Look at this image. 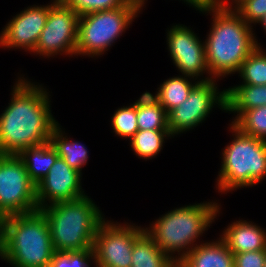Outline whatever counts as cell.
Segmentation results:
<instances>
[{"mask_svg":"<svg viewBox=\"0 0 266 267\" xmlns=\"http://www.w3.org/2000/svg\"><path fill=\"white\" fill-rule=\"evenodd\" d=\"M9 106L0 115V154L18 155L23 149L50 141L58 122L49 95L41 85L23 77L13 87Z\"/></svg>","mask_w":266,"mask_h":267,"instance_id":"obj_1","label":"cell"},{"mask_svg":"<svg viewBox=\"0 0 266 267\" xmlns=\"http://www.w3.org/2000/svg\"><path fill=\"white\" fill-rule=\"evenodd\" d=\"M232 124L244 134L266 140V106L244 111Z\"/></svg>","mask_w":266,"mask_h":267,"instance_id":"obj_25","label":"cell"},{"mask_svg":"<svg viewBox=\"0 0 266 267\" xmlns=\"http://www.w3.org/2000/svg\"><path fill=\"white\" fill-rule=\"evenodd\" d=\"M105 220L94 239L96 267H131L134 240L145 230L139 226L113 224Z\"/></svg>","mask_w":266,"mask_h":267,"instance_id":"obj_11","label":"cell"},{"mask_svg":"<svg viewBox=\"0 0 266 267\" xmlns=\"http://www.w3.org/2000/svg\"><path fill=\"white\" fill-rule=\"evenodd\" d=\"M187 77L192 78L189 76H176L167 79L160 84L157 94L153 96L167 113L181 105L188 98L192 88L199 82L196 81L192 84Z\"/></svg>","mask_w":266,"mask_h":267,"instance_id":"obj_21","label":"cell"},{"mask_svg":"<svg viewBox=\"0 0 266 267\" xmlns=\"http://www.w3.org/2000/svg\"><path fill=\"white\" fill-rule=\"evenodd\" d=\"M51 4L29 7L17 14L0 34L4 48H24L33 52L45 26Z\"/></svg>","mask_w":266,"mask_h":267,"instance_id":"obj_14","label":"cell"},{"mask_svg":"<svg viewBox=\"0 0 266 267\" xmlns=\"http://www.w3.org/2000/svg\"><path fill=\"white\" fill-rule=\"evenodd\" d=\"M129 1L135 2V3L139 4L142 7L144 6V3H145V0H129Z\"/></svg>","mask_w":266,"mask_h":267,"instance_id":"obj_33","label":"cell"},{"mask_svg":"<svg viewBox=\"0 0 266 267\" xmlns=\"http://www.w3.org/2000/svg\"><path fill=\"white\" fill-rule=\"evenodd\" d=\"M266 106V85L241 84L226 89V110L236 119L246 110Z\"/></svg>","mask_w":266,"mask_h":267,"instance_id":"obj_18","label":"cell"},{"mask_svg":"<svg viewBox=\"0 0 266 267\" xmlns=\"http://www.w3.org/2000/svg\"><path fill=\"white\" fill-rule=\"evenodd\" d=\"M50 142L60 158L64 159L71 168L82 173V166L87 163L88 159V151L84 145L66 138L59 124L53 129Z\"/></svg>","mask_w":266,"mask_h":267,"instance_id":"obj_22","label":"cell"},{"mask_svg":"<svg viewBox=\"0 0 266 267\" xmlns=\"http://www.w3.org/2000/svg\"><path fill=\"white\" fill-rule=\"evenodd\" d=\"M259 23L262 24L264 30H266V14L263 16Z\"/></svg>","mask_w":266,"mask_h":267,"instance_id":"obj_32","label":"cell"},{"mask_svg":"<svg viewBox=\"0 0 266 267\" xmlns=\"http://www.w3.org/2000/svg\"><path fill=\"white\" fill-rule=\"evenodd\" d=\"M142 6L128 1L123 7L79 17L76 55L100 56L125 32Z\"/></svg>","mask_w":266,"mask_h":267,"instance_id":"obj_7","label":"cell"},{"mask_svg":"<svg viewBox=\"0 0 266 267\" xmlns=\"http://www.w3.org/2000/svg\"><path fill=\"white\" fill-rule=\"evenodd\" d=\"M234 140L223 150L218 190L257 185L266 176V140L242 133L231 124Z\"/></svg>","mask_w":266,"mask_h":267,"instance_id":"obj_6","label":"cell"},{"mask_svg":"<svg viewBox=\"0 0 266 267\" xmlns=\"http://www.w3.org/2000/svg\"><path fill=\"white\" fill-rule=\"evenodd\" d=\"M213 78L208 76L200 80L188 98L168 113V128L172 137L202 123L213 105L217 104L220 109L226 110V90L218 92Z\"/></svg>","mask_w":266,"mask_h":267,"instance_id":"obj_9","label":"cell"},{"mask_svg":"<svg viewBox=\"0 0 266 267\" xmlns=\"http://www.w3.org/2000/svg\"><path fill=\"white\" fill-rule=\"evenodd\" d=\"M167 44L176 68L183 76L195 80L203 73L211 76L206 62L205 43L185 25H175L168 30Z\"/></svg>","mask_w":266,"mask_h":267,"instance_id":"obj_12","label":"cell"},{"mask_svg":"<svg viewBox=\"0 0 266 267\" xmlns=\"http://www.w3.org/2000/svg\"><path fill=\"white\" fill-rule=\"evenodd\" d=\"M41 210L0 219V257L14 267H49L54 254Z\"/></svg>","mask_w":266,"mask_h":267,"instance_id":"obj_3","label":"cell"},{"mask_svg":"<svg viewBox=\"0 0 266 267\" xmlns=\"http://www.w3.org/2000/svg\"><path fill=\"white\" fill-rule=\"evenodd\" d=\"M90 259L95 260L94 249L55 251L49 267H89Z\"/></svg>","mask_w":266,"mask_h":267,"instance_id":"obj_27","label":"cell"},{"mask_svg":"<svg viewBox=\"0 0 266 267\" xmlns=\"http://www.w3.org/2000/svg\"><path fill=\"white\" fill-rule=\"evenodd\" d=\"M81 177L80 172L58 157L48 174L36 185L38 209L49 204L71 201L85 196L81 187Z\"/></svg>","mask_w":266,"mask_h":267,"instance_id":"obj_13","label":"cell"},{"mask_svg":"<svg viewBox=\"0 0 266 267\" xmlns=\"http://www.w3.org/2000/svg\"><path fill=\"white\" fill-rule=\"evenodd\" d=\"M231 1H233V3H235V4H237L241 0H231Z\"/></svg>","mask_w":266,"mask_h":267,"instance_id":"obj_34","label":"cell"},{"mask_svg":"<svg viewBox=\"0 0 266 267\" xmlns=\"http://www.w3.org/2000/svg\"><path fill=\"white\" fill-rule=\"evenodd\" d=\"M36 210V185L22 159L14 154H0V219Z\"/></svg>","mask_w":266,"mask_h":267,"instance_id":"obj_8","label":"cell"},{"mask_svg":"<svg viewBox=\"0 0 266 267\" xmlns=\"http://www.w3.org/2000/svg\"><path fill=\"white\" fill-rule=\"evenodd\" d=\"M222 234L221 239L233 254L266 250V232L252 222H233Z\"/></svg>","mask_w":266,"mask_h":267,"instance_id":"obj_15","label":"cell"},{"mask_svg":"<svg viewBox=\"0 0 266 267\" xmlns=\"http://www.w3.org/2000/svg\"><path fill=\"white\" fill-rule=\"evenodd\" d=\"M18 156L22 159L29 178L35 185L48 174L50 168L59 157L50 141L23 149Z\"/></svg>","mask_w":266,"mask_h":267,"instance_id":"obj_17","label":"cell"},{"mask_svg":"<svg viewBox=\"0 0 266 267\" xmlns=\"http://www.w3.org/2000/svg\"><path fill=\"white\" fill-rule=\"evenodd\" d=\"M219 210L216 202L182 206L161 216L145 231L162 252L178 263L195 247L194 242L210 227ZM175 252L178 257L171 256Z\"/></svg>","mask_w":266,"mask_h":267,"instance_id":"obj_5","label":"cell"},{"mask_svg":"<svg viewBox=\"0 0 266 267\" xmlns=\"http://www.w3.org/2000/svg\"><path fill=\"white\" fill-rule=\"evenodd\" d=\"M40 210L47 218L54 251L93 248L95 235L104 218L87 195L57 202Z\"/></svg>","mask_w":266,"mask_h":267,"instance_id":"obj_4","label":"cell"},{"mask_svg":"<svg viewBox=\"0 0 266 267\" xmlns=\"http://www.w3.org/2000/svg\"><path fill=\"white\" fill-rule=\"evenodd\" d=\"M226 1L218 0L217 5L201 11L213 13L212 29L204 43L208 69L217 78L238 72L242 62L260 46L253 26Z\"/></svg>","mask_w":266,"mask_h":267,"instance_id":"obj_2","label":"cell"},{"mask_svg":"<svg viewBox=\"0 0 266 267\" xmlns=\"http://www.w3.org/2000/svg\"><path fill=\"white\" fill-rule=\"evenodd\" d=\"M234 267H264L266 250L233 254Z\"/></svg>","mask_w":266,"mask_h":267,"instance_id":"obj_30","label":"cell"},{"mask_svg":"<svg viewBox=\"0 0 266 267\" xmlns=\"http://www.w3.org/2000/svg\"><path fill=\"white\" fill-rule=\"evenodd\" d=\"M138 130H169L168 113L149 92L137 100Z\"/></svg>","mask_w":266,"mask_h":267,"instance_id":"obj_20","label":"cell"},{"mask_svg":"<svg viewBox=\"0 0 266 267\" xmlns=\"http://www.w3.org/2000/svg\"><path fill=\"white\" fill-rule=\"evenodd\" d=\"M79 16L95 11L112 10L123 7L129 0H62Z\"/></svg>","mask_w":266,"mask_h":267,"instance_id":"obj_28","label":"cell"},{"mask_svg":"<svg viewBox=\"0 0 266 267\" xmlns=\"http://www.w3.org/2000/svg\"><path fill=\"white\" fill-rule=\"evenodd\" d=\"M171 137L169 130H138L131 138L134 153L144 159L155 157L162 149L164 138Z\"/></svg>","mask_w":266,"mask_h":267,"instance_id":"obj_23","label":"cell"},{"mask_svg":"<svg viewBox=\"0 0 266 267\" xmlns=\"http://www.w3.org/2000/svg\"><path fill=\"white\" fill-rule=\"evenodd\" d=\"M177 263L155 244L144 230L132 248L131 267H175Z\"/></svg>","mask_w":266,"mask_h":267,"instance_id":"obj_19","label":"cell"},{"mask_svg":"<svg viewBox=\"0 0 266 267\" xmlns=\"http://www.w3.org/2000/svg\"><path fill=\"white\" fill-rule=\"evenodd\" d=\"M196 246L177 263L179 267H234L233 253L222 239Z\"/></svg>","mask_w":266,"mask_h":267,"instance_id":"obj_16","label":"cell"},{"mask_svg":"<svg viewBox=\"0 0 266 267\" xmlns=\"http://www.w3.org/2000/svg\"><path fill=\"white\" fill-rule=\"evenodd\" d=\"M79 17L62 0H54L33 52L48 58L61 52L76 55Z\"/></svg>","mask_w":266,"mask_h":267,"instance_id":"obj_10","label":"cell"},{"mask_svg":"<svg viewBox=\"0 0 266 267\" xmlns=\"http://www.w3.org/2000/svg\"><path fill=\"white\" fill-rule=\"evenodd\" d=\"M184 2H187L186 4H190L191 6L193 5V7L199 11H203L218 4V0H184Z\"/></svg>","mask_w":266,"mask_h":267,"instance_id":"obj_31","label":"cell"},{"mask_svg":"<svg viewBox=\"0 0 266 267\" xmlns=\"http://www.w3.org/2000/svg\"><path fill=\"white\" fill-rule=\"evenodd\" d=\"M234 10L252 26V23H259L266 14V0H241L234 5Z\"/></svg>","mask_w":266,"mask_h":267,"instance_id":"obj_29","label":"cell"},{"mask_svg":"<svg viewBox=\"0 0 266 267\" xmlns=\"http://www.w3.org/2000/svg\"><path fill=\"white\" fill-rule=\"evenodd\" d=\"M238 73L244 84L266 85V53L260 46L242 62Z\"/></svg>","mask_w":266,"mask_h":267,"instance_id":"obj_24","label":"cell"},{"mask_svg":"<svg viewBox=\"0 0 266 267\" xmlns=\"http://www.w3.org/2000/svg\"><path fill=\"white\" fill-rule=\"evenodd\" d=\"M111 125L116 135L130 140L138 131L137 101L130 106L118 108L112 116Z\"/></svg>","mask_w":266,"mask_h":267,"instance_id":"obj_26","label":"cell"}]
</instances>
